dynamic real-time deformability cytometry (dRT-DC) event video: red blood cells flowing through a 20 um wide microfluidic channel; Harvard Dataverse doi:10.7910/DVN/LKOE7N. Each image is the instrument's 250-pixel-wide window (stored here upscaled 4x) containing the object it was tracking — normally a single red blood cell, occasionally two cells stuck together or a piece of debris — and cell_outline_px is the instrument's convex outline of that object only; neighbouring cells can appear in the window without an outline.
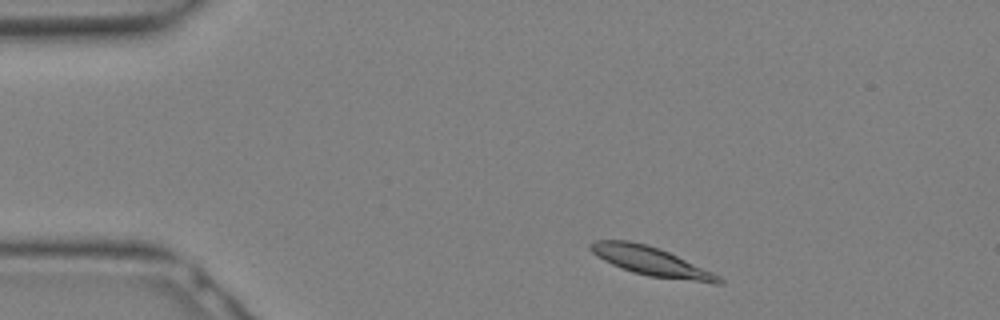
{"species": "Egyptian fruit bat (a non-hibernating species)", "species_latin": "Rousettus aegyptiacus", "temperature_condition": "warm", "stored_images_in_passage": 27, "camera_frame_rate_fps": 3000, "um_per_image_px": 0.085, "animal": {"sex": "female"}, "frame": {"image": 1, "passage_image": 2, "time_ms": 0.333, "image_size_px": [1000, 320], "cell_outline_px": [[724, 284], [716, 284], [648, 276], [632, 272], [620, 268], [596, 256], [588, 248], [588, 244], [596, 240], [628, 240], [644, 244], [668, 252], [712, 272], [720, 276], [724, 280]], "centroid_in_image_um": [55.32, 22.23], "position_along_channel_um": 29.7, "area_um2": 21.44}}
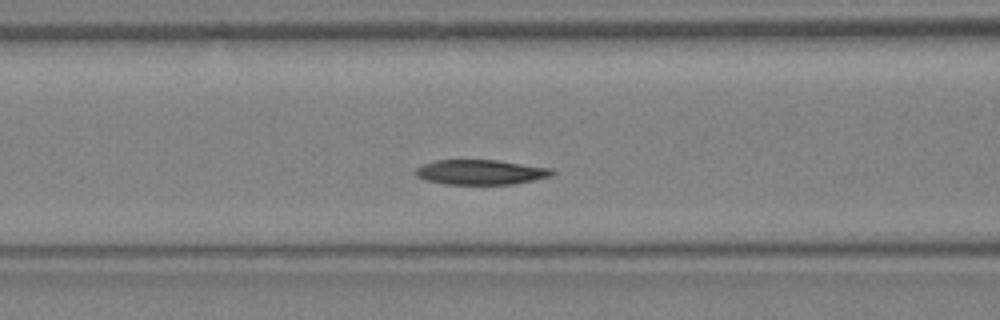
{"frame": {"image": 2, "passage_image": 9, "time_ms": 2.667, "image_size_px": [1000, 320], "cell_outline_px": [[556, 172], [552, 176], [512, 184], [444, 184], [424, 180], [416, 176], [416, 168], [424, 164], [436, 160], [496, 160], [552, 168]], "centroid_in_image_um": [40.86, 14.63], "position_along_channel_um": 125.7, "area_um2": 19.77}}
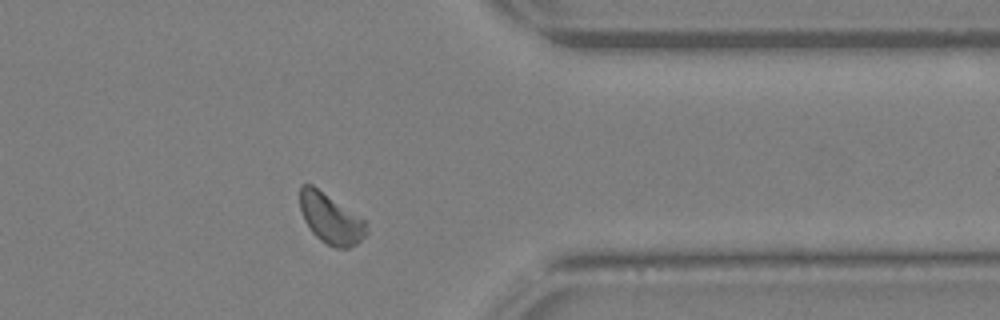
{"frame": {"image": 3, "passage_image": 21, "time_ms": 6.667, "image_size_px": [1000, 320], "cell_outline_px": [[368, 232], [356, 244], [348, 248], [336, 248], [320, 240], [312, 232], [304, 220], [300, 208], [300, 184], [312, 184], [364, 220], [368, 224]], "centroid_in_image_um": [28.1, 18.58], "position_along_channel_um": 383.3, "area_um2": 19.19}}